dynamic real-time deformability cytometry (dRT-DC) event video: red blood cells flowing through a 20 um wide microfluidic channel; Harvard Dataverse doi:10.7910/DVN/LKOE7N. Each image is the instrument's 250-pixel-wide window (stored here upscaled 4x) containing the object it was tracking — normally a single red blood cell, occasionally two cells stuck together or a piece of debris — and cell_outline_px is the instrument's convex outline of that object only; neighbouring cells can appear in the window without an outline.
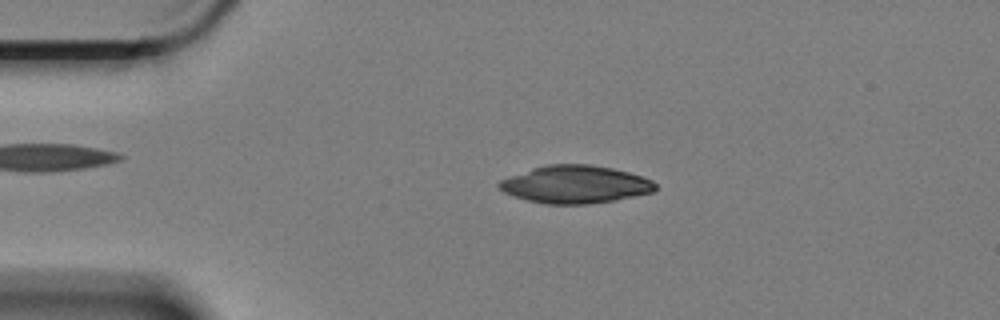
{"species": "Egyptian fruit bat (a non-hibernating species)", "species_latin": "Rousettus aegyptiacus", "temperature_condition": "cold", "stored_images_in_passage": 52, "camera_frame_rate_fps": 3000, "um_per_image_px": 0.085, "animal": {"sex": "female"}, "frame": {"image": 1, "passage_image": 6, "time_ms": 1.667, "image_size_px": [1000, 320], "cell_outline_px": [[656, 188], [652, 192], [616, 200], [588, 204], [544, 204], [512, 196], [504, 192], [496, 184], [500, 180], [532, 168], [548, 164], [592, 164], [612, 168], [644, 176], [652, 180], [656, 184]], "centroid_in_image_um": [48.9, 15.67], "position_along_channel_um": 36.1, "area_um2": 34.39}}
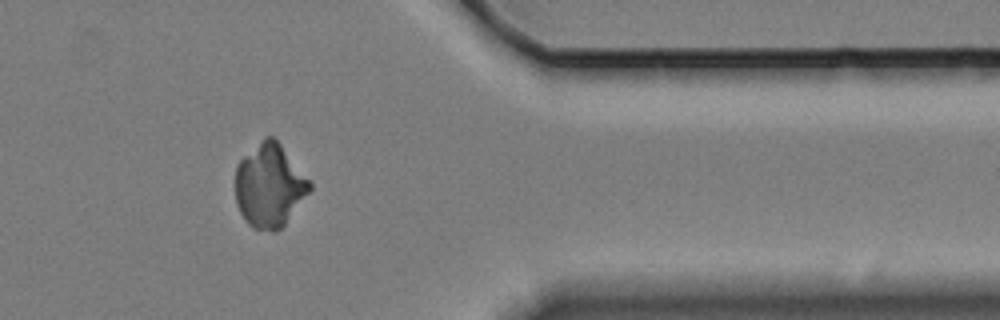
{"frame": {"image": 2, "passage_image": 42, "time_ms": 13.667, "image_size_px": [1000, 320], "cell_outline_px": [[312, 188], [284, 224], [276, 232], [272, 232], [252, 228], [248, 224], [240, 212], [236, 204], [236, 164], [264, 136], [272, 136], [280, 144], [312, 184]], "centroid_in_image_um": [22.88, 15.79], "position_along_channel_um": 388.5, "area_um2": 35.72}}
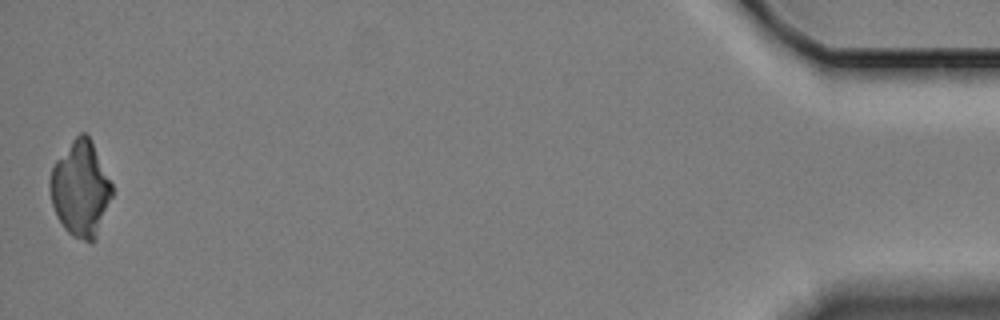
{"frame": {"image": 3, "passage_image": 52, "time_ms": 17.0, "image_size_px": [1000, 320], "cell_outline_px": [[112, 196], [96, 240], [92, 244], [72, 236], [64, 228], [56, 216], [52, 204], [48, 188], [48, 180], [52, 168], [56, 160], [72, 140], [80, 132], [84, 132], [88, 136], [112, 184]], "centroid_in_image_um": [6.82, 16.1], "position_along_channel_um": 428.4, "area_um2": 34.45}}